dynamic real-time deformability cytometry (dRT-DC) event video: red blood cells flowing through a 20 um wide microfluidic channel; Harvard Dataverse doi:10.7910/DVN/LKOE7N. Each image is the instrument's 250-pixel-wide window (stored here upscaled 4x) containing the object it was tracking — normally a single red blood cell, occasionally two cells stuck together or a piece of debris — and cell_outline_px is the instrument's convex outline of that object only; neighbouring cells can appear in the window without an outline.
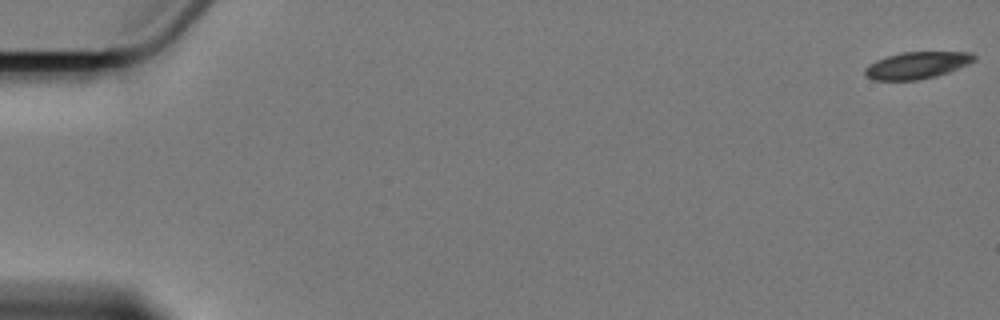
{"species": "Egyptian fruit bat (a non-hibernating species)", "species_latin": "Rousettus aegyptiacus", "temperature_condition": "cold", "stored_images_in_passage": 7, "camera_frame_rate_fps": 3000, "um_per_image_px": 0.085, "animal": {"sex": "female"}, "frame": {"image": 1, "passage_image": 1, "time_ms": 0.0, "image_size_px": [1000, 320], "cell_outline_px": [[976, 60], [968, 64], [948, 72], [936, 76], [916, 80], [872, 80], [864, 76], [864, 68], [868, 64], [876, 60], [900, 52], [972, 52], [976, 56]], "centroid_in_image_um": [77.91, 5.55], "position_along_channel_um": 7.1, "area_um2": 17.22}}
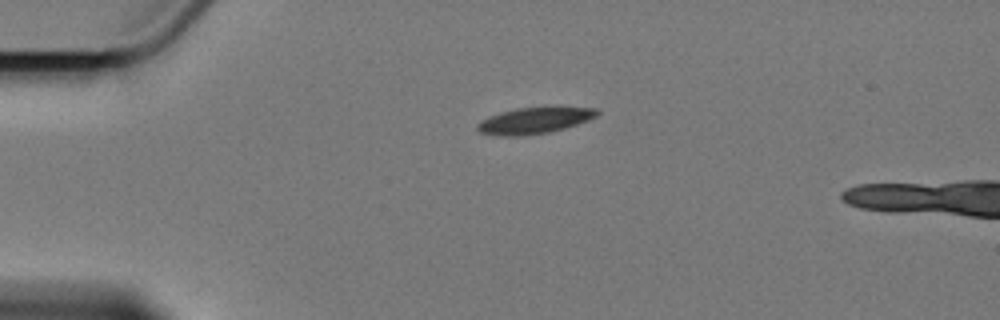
{"frame": {"image": 2, "passage_image": 5, "time_ms": 4.667, "image_size_px": [1000, 320], "cell_outline_px": [[600, 112], [596, 116], [588, 120], [564, 128], [548, 132], [516, 136], [504, 136], [480, 132], [476, 128], [476, 124], [480, 120], [488, 116], [500, 112], [516, 108], [544, 104], [596, 108]], "centroid_in_image_um": [45.45, 10.18], "position_along_channel_um": 39.5, "area_um2": 19.02}}